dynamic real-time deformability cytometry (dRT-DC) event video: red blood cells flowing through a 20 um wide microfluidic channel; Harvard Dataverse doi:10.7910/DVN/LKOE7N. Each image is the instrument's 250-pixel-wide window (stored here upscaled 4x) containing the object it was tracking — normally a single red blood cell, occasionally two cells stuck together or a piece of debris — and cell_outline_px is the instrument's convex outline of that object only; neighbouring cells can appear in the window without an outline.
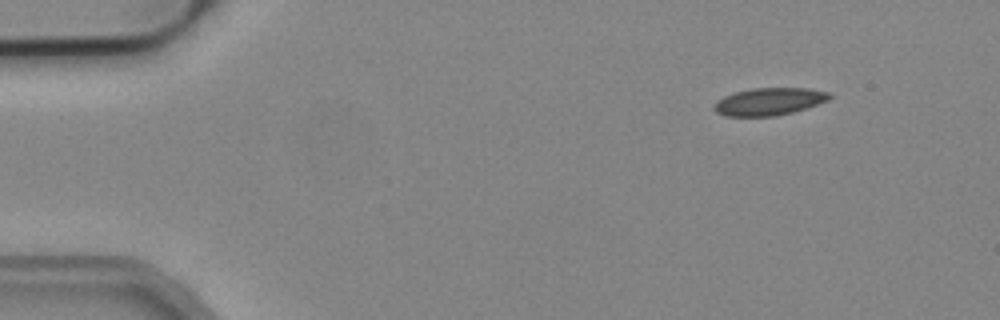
{"species": "common noctule bat (a hibernating species)", "species_latin": "Nyctalus noctula", "temperature_condition": "cold", "stored_images_in_passage": 4, "camera_frame_rate_fps": 3000, "um_per_image_px": 0.085, "animal": {"sex": "male", "body_mass_g": 19.2, "forearm_length_mm": 51.8}, "frame": {"image": 1, "passage_image": 1, "time_ms": 0.0, "image_size_px": [1000, 320], "cell_outline_px": [[832, 96], [828, 100], [792, 112], [776, 116], [724, 116], [716, 112], [712, 108], [716, 100], [724, 96], [736, 92], [752, 88], [808, 88], [832, 92]], "centroid_in_image_um": [65.36, 8.62], "position_along_channel_um": 19.6, "area_um2": 18.5}}